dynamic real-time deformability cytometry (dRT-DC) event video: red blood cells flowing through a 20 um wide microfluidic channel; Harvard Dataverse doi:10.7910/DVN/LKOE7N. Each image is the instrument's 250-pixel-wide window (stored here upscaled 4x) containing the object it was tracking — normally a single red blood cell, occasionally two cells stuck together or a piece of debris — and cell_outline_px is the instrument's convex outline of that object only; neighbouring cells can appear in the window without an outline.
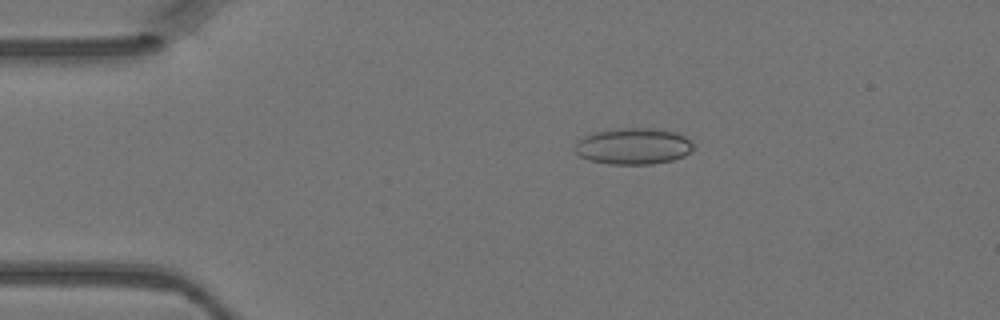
{"species": "Egyptian fruit bat (a non-hibernating species)", "species_latin": "Rousettus aegyptiacus", "temperature_condition": "warm", "stored_images_in_passage": 5, "camera_frame_rate_fps": 3000, "um_per_image_px": 0.085, "animal": {"sex": "female"}, "frame": {"image": 1, "passage_image": 3, "time_ms": 0.667, "image_size_px": [1000, 320], "cell_outline_px": [[692, 148], [684, 156], [672, 160], [652, 164], [608, 164], [588, 160], [580, 156], [572, 148], [584, 136], [592, 132], [616, 128], [656, 128], [676, 132], [684, 136], [692, 144]], "centroid_in_image_um": [53.79, 12.42], "position_along_channel_um": 31.2, "area_um2": 25.14}}
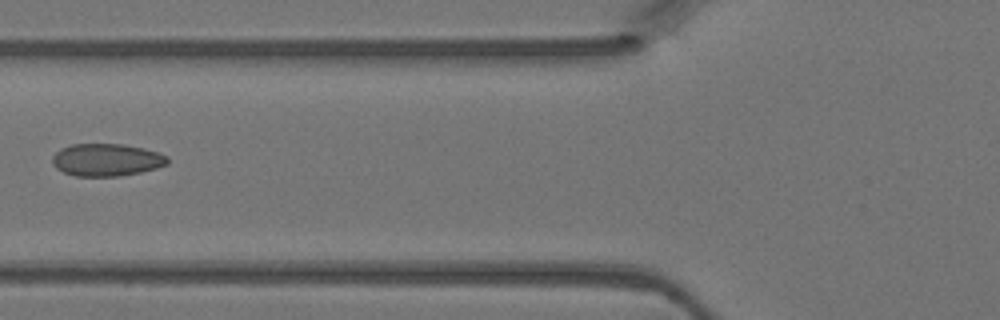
{"frame": {"image": 2, "passage_image": 5, "time_ms": 1.333, "image_size_px": [1000, 320], "cell_outline_px": [[168, 164], [156, 168], [140, 172], [120, 176], [76, 176], [64, 172], [56, 168], [52, 164], [52, 156], [60, 148], [72, 144], [124, 144], [144, 148], [168, 156]], "centroid_in_image_um": [9.04, 13.58], "position_along_channel_um": 116.8, "area_um2": 21.85}}